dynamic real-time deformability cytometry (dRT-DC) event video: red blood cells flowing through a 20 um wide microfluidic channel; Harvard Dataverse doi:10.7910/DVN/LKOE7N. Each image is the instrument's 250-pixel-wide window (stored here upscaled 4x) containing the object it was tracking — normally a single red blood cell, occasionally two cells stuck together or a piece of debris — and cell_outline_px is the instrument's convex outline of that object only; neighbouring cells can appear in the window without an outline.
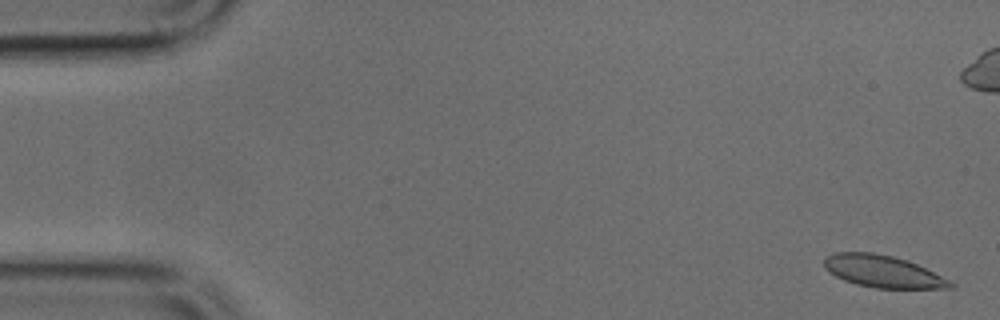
{"species": "common noctule bat (a hibernating species)", "species_latin": "Nyctalus noctula", "temperature_condition": "cold", "stored_images_in_passage": 50, "camera_frame_rate_fps": 3000, "um_per_image_px": 0.085, "animal": {"sex": "male", "body_mass_g": 17.9, "forearm_length_mm": 54.2}, "frame": {"image": 1, "passage_image": 2, "time_ms": 0.333, "image_size_px": [1000, 320], "cell_outline_px": [[956, 288], [876, 288], [856, 284], [844, 280], [828, 272], [824, 268], [824, 256], [836, 252], [872, 252], [892, 256], [908, 260], [956, 284]], "centroid_in_image_um": [74.99, 23.06], "position_along_channel_um": 10.0, "area_um2": 23.52}}
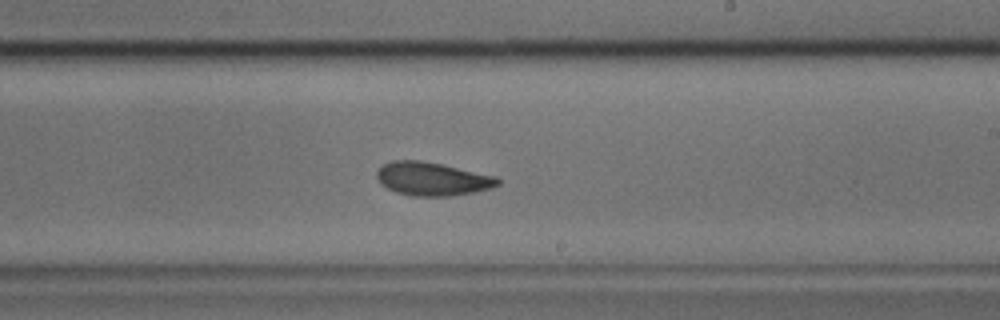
{"frame": {"image": 2, "passage_image": 29, "time_ms": 9.333, "image_size_px": [1000, 320], "cell_outline_px": [[500, 184], [492, 188], [472, 192], [448, 196], [412, 196], [396, 192], [380, 184], [376, 176], [376, 172], [384, 164], [392, 160], [420, 160], [440, 164], [496, 176], [500, 180]], "centroid_in_image_um": [36.73, 15.21], "position_along_channel_um": 252.3, "area_um2": 23.41}}
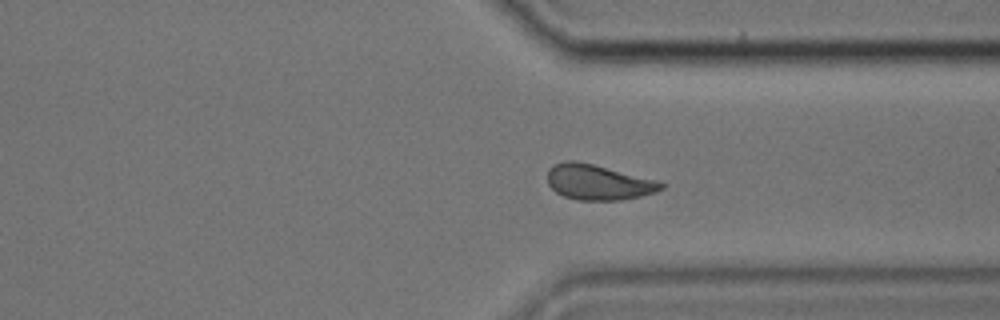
{"frame": {"image": 3, "passage_image": 37, "time_ms": 12.0, "image_size_px": [1000, 320], "cell_outline_px": [[664, 188], [656, 192], [640, 196], [620, 200], [576, 200], [564, 196], [556, 192], [548, 184], [548, 168], [552, 164], [564, 160], [572, 160], [592, 164], [656, 180], [664, 184]], "centroid_in_image_um": [50.81, 15.49], "position_along_channel_um": 360.6, "area_um2": 23.29}}